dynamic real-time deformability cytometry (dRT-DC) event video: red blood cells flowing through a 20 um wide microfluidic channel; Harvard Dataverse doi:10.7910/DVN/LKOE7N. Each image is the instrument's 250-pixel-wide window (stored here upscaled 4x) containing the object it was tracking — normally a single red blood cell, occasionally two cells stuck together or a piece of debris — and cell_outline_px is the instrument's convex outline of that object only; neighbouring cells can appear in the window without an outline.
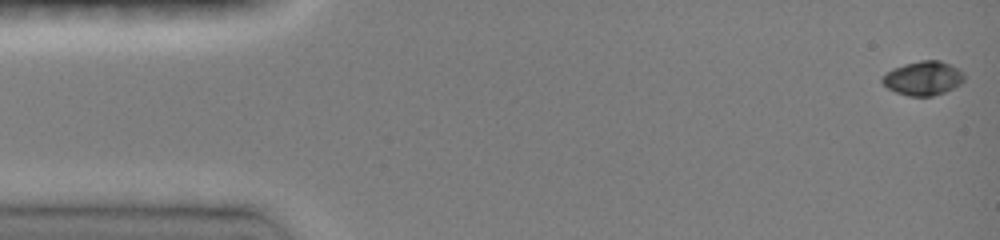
{"species": "common noctule bat (a hibernating species)", "species_latin": "Nyctalus noctula", "temperature_condition": "room temperature", "stored_images_in_passage": 26, "camera_frame_rate_fps": 3000, "um_per_image_px": 0.085, "animal": {"sex": "female", "body_mass_g": 19.0, "forearm_length_mm": 51.5}, "frame": {"image": 1, "passage_image": 1, "time_ms": 0.0, "image_size_px": [1000, 240], "cell_outline_px": [[964, 80], [960, 84], [944, 92], [932, 96], [908, 96], [896, 92], [888, 88], [880, 80], [892, 68], [904, 64], [920, 60], [940, 60], [960, 68], [964, 72]], "centroid_in_image_um": [78.49, 6.63], "position_along_channel_um": 6.5, "area_um2": 16.3}}
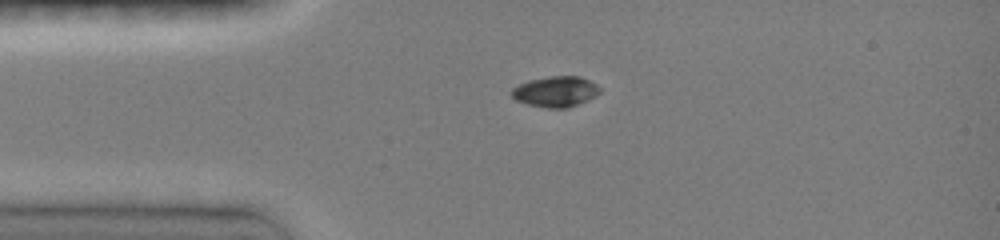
{"frame": {"image": 2, "passage_image": 14, "time_ms": 3.333, "image_size_px": [1000, 240], "cell_outline_px": [[600, 92], [596, 96], [568, 108], [548, 108], [528, 104], [516, 100], [508, 92], [512, 88], [528, 80], [548, 76], [580, 76], [596, 84], [600, 88]], "centroid_in_image_um": [47.2, 7.78], "position_along_channel_um": 37.8, "area_um2": 15.78}}
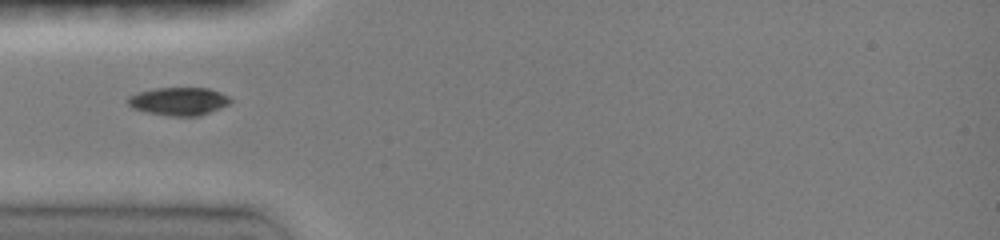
{"frame": {"image": 3, "passage_image": 20, "time_ms": 4.667, "image_size_px": [1000, 240], "cell_outline_px": [[232, 100], [228, 104], [220, 108], [200, 116], [164, 116], [132, 108], [128, 104], [128, 96], [136, 92], [156, 88], [208, 88], [220, 92], [228, 96]], "centroid_in_image_um": [15.18, 8.61], "position_along_channel_um": 69.8, "area_um2": 16.82}}